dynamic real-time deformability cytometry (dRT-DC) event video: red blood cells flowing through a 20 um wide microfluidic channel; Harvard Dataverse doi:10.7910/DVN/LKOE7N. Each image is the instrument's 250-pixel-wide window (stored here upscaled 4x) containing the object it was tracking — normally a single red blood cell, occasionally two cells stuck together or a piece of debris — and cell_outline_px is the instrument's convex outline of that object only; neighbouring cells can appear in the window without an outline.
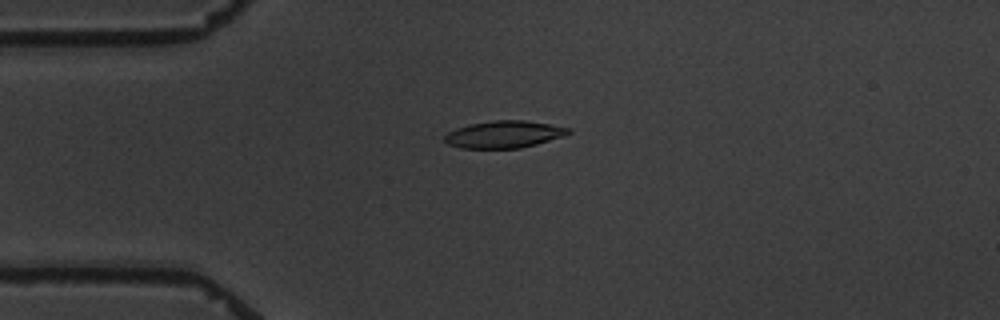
{"species": "common noctule bat (a hibernating species)", "species_latin": "Nyctalus noctula", "temperature_condition": "warm", "stored_images_in_passage": 6, "camera_frame_rate_fps": 3000, "um_per_image_px": 0.085, "animal": {"sex": "male", "body_mass_g": 19.5, "forearm_length_mm": 54.6}, "frame": {"image": 1, "passage_image": 3, "time_ms": 3.667, "image_size_px": [1000, 320], "cell_outline_px": [[572, 132], [564, 136], [536, 144], [520, 148], [460, 148], [448, 144], [444, 140], [444, 136], [448, 132], [456, 128], [468, 124], [492, 120], [524, 120], [572, 128]], "centroid_in_image_um": [42.84, 11.41], "position_along_channel_um": 42.2, "area_um2": 19.65}}
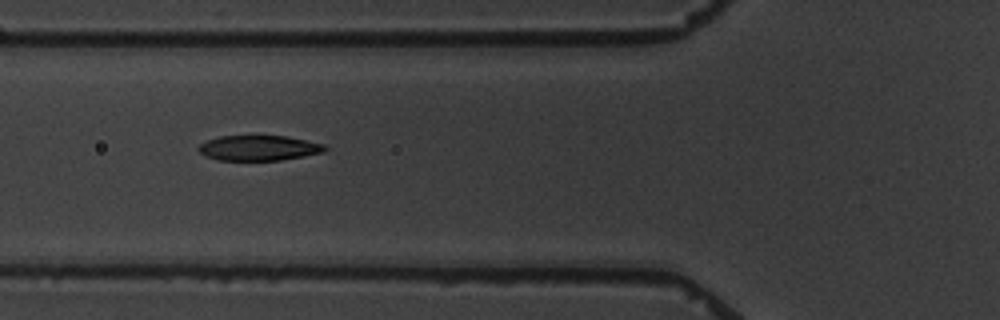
{"frame": {"image": 2, "passage_image": 5, "time_ms": 6.0, "image_size_px": [1000, 320], "cell_outline_px": [[328, 148], [324, 152], [304, 156], [280, 160], [216, 160], [204, 156], [196, 148], [200, 144], [208, 140], [220, 136], [284, 136], [324, 144]], "centroid_in_image_um": [21.97, 12.58], "position_along_channel_um": 103.8, "area_um2": 18.5}}
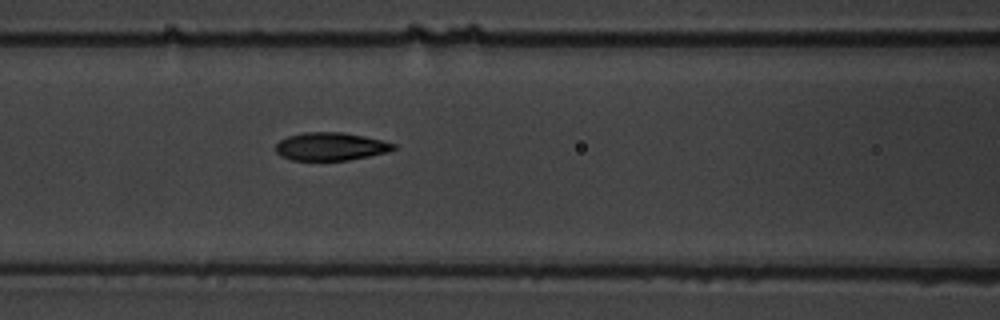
{"frame": {"image": 3, "passage_image": 6, "time_ms": 7.0, "image_size_px": [1000, 320], "cell_outline_px": [[396, 148], [388, 152], [348, 160], [292, 160], [280, 156], [276, 152], [276, 144], [280, 140], [288, 136], [304, 132], [340, 132], [364, 136], [396, 144]], "centroid_in_image_um": [28.09, 12.45], "position_along_channel_um": 138.5, "area_um2": 19.13}}